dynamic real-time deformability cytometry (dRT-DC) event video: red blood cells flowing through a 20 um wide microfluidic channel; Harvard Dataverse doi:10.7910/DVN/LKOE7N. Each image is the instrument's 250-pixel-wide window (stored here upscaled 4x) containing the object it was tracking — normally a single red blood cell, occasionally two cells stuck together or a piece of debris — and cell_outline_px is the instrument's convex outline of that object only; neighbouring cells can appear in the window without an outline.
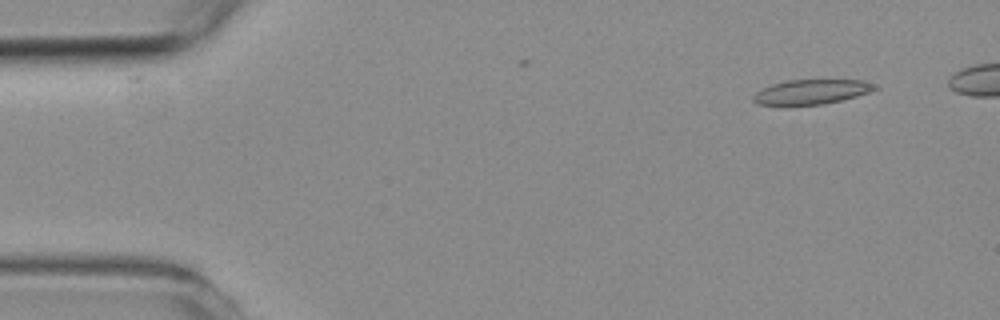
{"species": "common noctule bat (a hibernating species)", "species_latin": "Nyctalus noctula", "temperature_condition": "room temperature", "stored_images_in_passage": 5, "camera_frame_rate_fps": 3000, "um_per_image_px": 0.085, "animal": {"sex": "female", "body_mass_g": 19.3, "forearm_length_mm": 54.1}, "frame": {"image": 1, "passage_image": 2, "time_ms": 1.0, "image_size_px": [1000, 320], "cell_outline_px": [[880, 88], [856, 96], [824, 104], [756, 104], [752, 100], [752, 96], [756, 92], [772, 84], [788, 80], [864, 80]], "centroid_in_image_um": [68.97, 7.79], "position_along_channel_um": 16.0, "area_um2": 17.11}}